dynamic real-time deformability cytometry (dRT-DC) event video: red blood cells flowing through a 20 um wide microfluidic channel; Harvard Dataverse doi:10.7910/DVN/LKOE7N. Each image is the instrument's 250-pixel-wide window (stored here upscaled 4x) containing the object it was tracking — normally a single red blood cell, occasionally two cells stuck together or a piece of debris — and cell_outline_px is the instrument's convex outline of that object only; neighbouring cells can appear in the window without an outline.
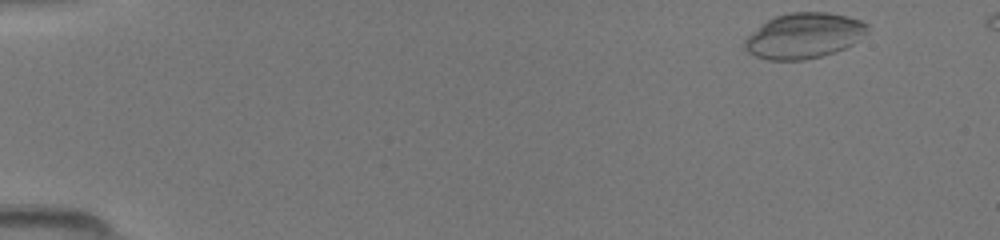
{"species": "common noctule bat (a hibernating species)", "species_latin": "Nyctalus noctula", "temperature_condition": "room temperature", "stored_images_in_passage": 44, "camera_frame_rate_fps": 3000, "um_per_image_px": 0.085, "animal": {"sex": "female", "body_mass_g": 19.5, "forearm_length_mm": 54.1}, "frame": {"image": 1, "passage_image": 1, "time_ms": 0.0, "image_size_px": [1000, 240], "cell_outline_px": [[868, 32], [852, 44], [844, 48], [820, 56], [804, 60], [768, 60], [756, 56], [748, 52], [744, 48], [744, 40], [752, 32], [768, 20], [776, 16], [788, 12], [828, 12], [848, 16], [860, 20], [868, 24]], "centroid_in_image_um": [68.34, 3.03], "position_along_channel_um": 16.7, "area_um2": 32.31}}
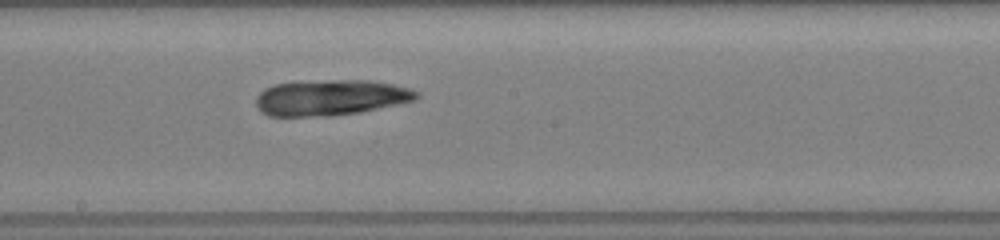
{"frame": {"image": 2, "passage_image": 24, "time_ms": 7.667, "image_size_px": [1000, 240], "cell_outline_px": [[420, 96], [416, 100], [360, 112], [328, 116], [268, 116], [260, 112], [256, 104], [256, 96], [264, 88], [276, 84], [332, 80], [368, 80], [392, 84], [408, 88], [420, 92]], "centroid_in_image_um": [28.11, 8.3], "position_along_channel_um": 220.1, "area_um2": 33.35}}
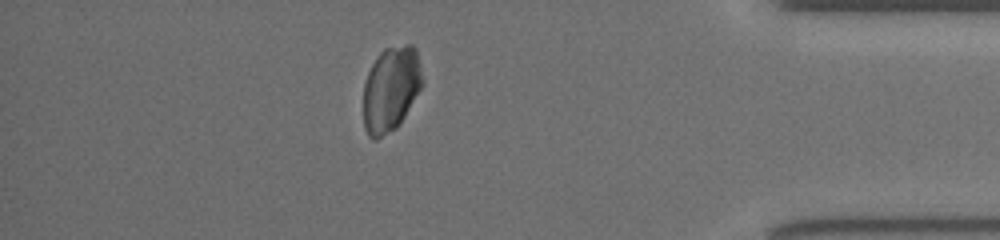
{"frame": {"image": 3, "passage_image": 39, "time_ms": 12.667, "image_size_px": [1000, 240], "cell_outline_px": [[424, 84], [400, 124], [396, 128], [376, 140], [372, 140], [368, 136], [364, 128], [364, 80], [376, 56], [384, 48], [408, 44], [412, 44], [416, 48], [424, 80]], "centroid_in_image_um": [33.24, 7.56], "position_along_channel_um": 402.0, "area_um2": 29.71}}